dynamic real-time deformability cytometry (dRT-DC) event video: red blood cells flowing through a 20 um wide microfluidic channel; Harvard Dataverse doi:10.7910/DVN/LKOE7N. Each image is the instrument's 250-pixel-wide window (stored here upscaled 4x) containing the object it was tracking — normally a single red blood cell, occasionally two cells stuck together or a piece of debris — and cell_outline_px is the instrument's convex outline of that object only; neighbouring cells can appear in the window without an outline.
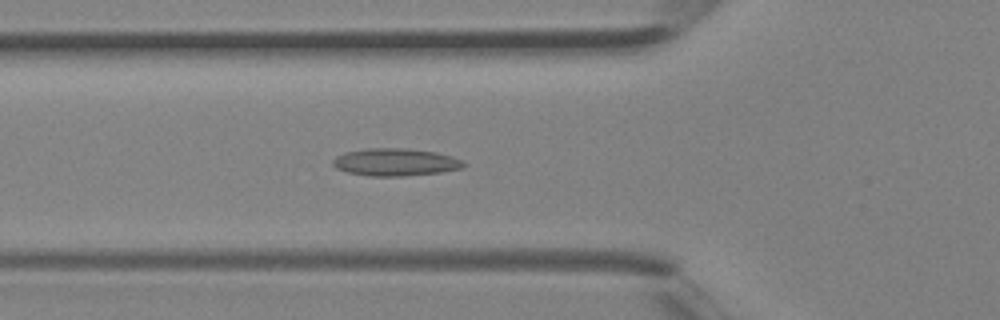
{"species": "Egyptian fruit bat (a non-hibernating species)", "species_latin": "Rousettus aegyptiacus", "temperature_condition": "room temperature", "stored_images_in_passage": 31, "camera_frame_rate_fps": 3000, "um_per_image_px": 0.085, "animal": {"sex": "female"}, "frame": {"image": 1, "passage_image": 6, "time_ms": 1.667, "image_size_px": [1000, 320], "cell_outline_px": [[468, 164], [464, 168], [440, 172], [404, 176], [368, 176], [348, 172], [336, 168], [332, 164], [332, 160], [336, 156], [344, 152], [368, 148], [408, 148], [436, 152], [452, 156], [464, 160]], "centroid_in_image_um": [33.64, 13.78], "position_along_channel_um": 92.2, "area_um2": 21.21}}
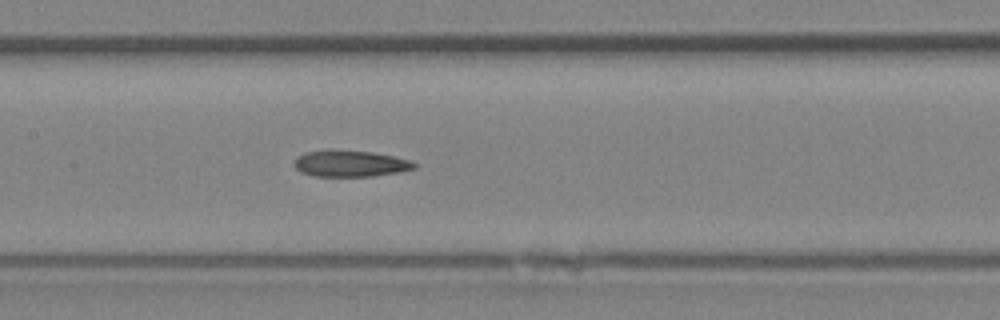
{"frame": {"image": 2, "passage_image": 11, "time_ms": 3.333, "image_size_px": [1000, 320], "cell_outline_px": [[420, 164], [416, 168], [400, 172], [372, 176], [316, 176], [300, 172], [296, 168], [296, 156], [304, 152], [328, 148], [332, 148], [372, 152], [396, 156], [412, 160]], "centroid_in_image_um": [29.82, 13.87], "position_along_channel_um": 177.6, "area_um2": 19.02}}
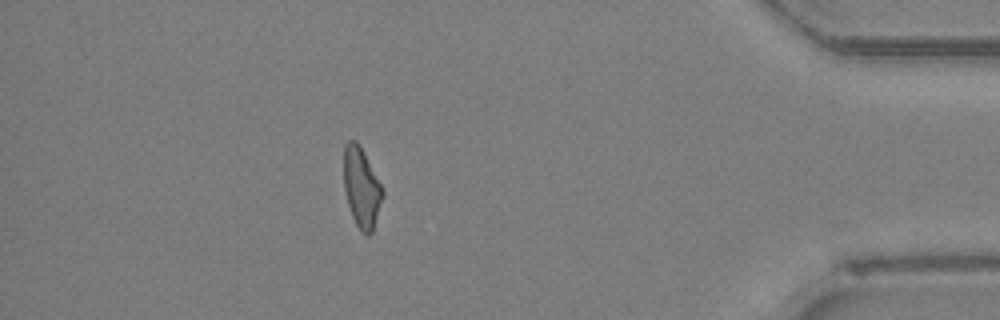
{"frame": {"image": 3, "passage_image": 27, "time_ms": 8.667, "image_size_px": [1000, 320], "cell_outline_px": [[384, 196], [372, 232], [368, 236], [360, 232], [352, 216], [348, 204], [344, 188], [344, 144], [348, 140], [356, 140], [360, 144], [384, 192]], "centroid_in_image_um": [30.72, 15.95], "position_along_channel_um": 404.5, "area_um2": 18.09}}